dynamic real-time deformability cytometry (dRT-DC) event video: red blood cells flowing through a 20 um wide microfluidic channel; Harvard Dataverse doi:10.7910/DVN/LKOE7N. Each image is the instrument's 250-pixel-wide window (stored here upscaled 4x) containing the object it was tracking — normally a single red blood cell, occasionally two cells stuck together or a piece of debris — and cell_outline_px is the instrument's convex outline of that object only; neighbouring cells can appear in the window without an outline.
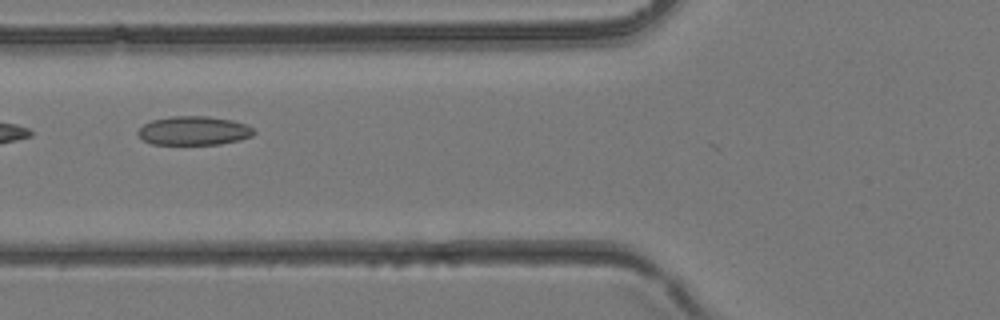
{"species": "common noctule bat (a hibernating species)", "species_latin": "Nyctalus noctula", "temperature_condition": "room temperature", "stored_images_in_passage": 4, "camera_frame_rate_fps": 3000, "um_per_image_px": 0.085, "animal": {"sex": "female", "body_mass_g": 24.6, "forearm_length_mm": 56.2}, "frame": {"image": 1, "passage_image": 4, "time_ms": 1.0, "image_size_px": [1000, 320], "cell_outline_px": [[256, 132], [252, 136], [240, 140], [220, 144], [152, 144], [144, 140], [136, 132], [144, 124], [152, 120], [172, 116], [208, 116], [232, 120], [244, 124], [252, 128]], "centroid_in_image_um": [16.48, 11.11], "position_along_channel_um": 109.3, "area_um2": 19.42}}